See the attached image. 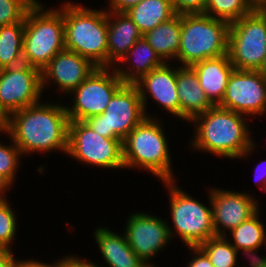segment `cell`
<instances>
[{
    "instance_id": "14",
    "label": "cell",
    "mask_w": 266,
    "mask_h": 267,
    "mask_svg": "<svg viewBox=\"0 0 266 267\" xmlns=\"http://www.w3.org/2000/svg\"><path fill=\"white\" fill-rule=\"evenodd\" d=\"M244 190L210 186L213 227L216 236H225L263 208L259 195L252 192L254 190L246 188Z\"/></svg>"
},
{
    "instance_id": "41",
    "label": "cell",
    "mask_w": 266,
    "mask_h": 267,
    "mask_svg": "<svg viewBox=\"0 0 266 267\" xmlns=\"http://www.w3.org/2000/svg\"><path fill=\"white\" fill-rule=\"evenodd\" d=\"M258 71L262 75L264 81L266 82V55Z\"/></svg>"
},
{
    "instance_id": "17",
    "label": "cell",
    "mask_w": 266,
    "mask_h": 267,
    "mask_svg": "<svg viewBox=\"0 0 266 267\" xmlns=\"http://www.w3.org/2000/svg\"><path fill=\"white\" fill-rule=\"evenodd\" d=\"M96 68L97 67L87 58L80 56L76 52L64 49L63 51L57 53L48 65L41 71L42 91L44 97L48 96L49 98L50 95L55 94L52 97L57 96L54 97L57 99L60 97L65 98ZM51 86L55 89L53 90L54 93L51 90ZM47 91L52 92L49 93ZM45 92L49 94L45 95Z\"/></svg>"
},
{
    "instance_id": "44",
    "label": "cell",
    "mask_w": 266,
    "mask_h": 267,
    "mask_svg": "<svg viewBox=\"0 0 266 267\" xmlns=\"http://www.w3.org/2000/svg\"><path fill=\"white\" fill-rule=\"evenodd\" d=\"M266 17V3L258 9Z\"/></svg>"
},
{
    "instance_id": "26",
    "label": "cell",
    "mask_w": 266,
    "mask_h": 267,
    "mask_svg": "<svg viewBox=\"0 0 266 267\" xmlns=\"http://www.w3.org/2000/svg\"><path fill=\"white\" fill-rule=\"evenodd\" d=\"M24 22L0 26V70L23 61Z\"/></svg>"
},
{
    "instance_id": "38",
    "label": "cell",
    "mask_w": 266,
    "mask_h": 267,
    "mask_svg": "<svg viewBox=\"0 0 266 267\" xmlns=\"http://www.w3.org/2000/svg\"><path fill=\"white\" fill-rule=\"evenodd\" d=\"M141 1L142 0H108L104 7L106 10L110 11L126 12Z\"/></svg>"
},
{
    "instance_id": "8",
    "label": "cell",
    "mask_w": 266,
    "mask_h": 267,
    "mask_svg": "<svg viewBox=\"0 0 266 267\" xmlns=\"http://www.w3.org/2000/svg\"><path fill=\"white\" fill-rule=\"evenodd\" d=\"M122 143L121 139L97 134L84 121H69L66 158H73L79 165L90 169L119 173L125 171Z\"/></svg>"
},
{
    "instance_id": "12",
    "label": "cell",
    "mask_w": 266,
    "mask_h": 267,
    "mask_svg": "<svg viewBox=\"0 0 266 267\" xmlns=\"http://www.w3.org/2000/svg\"><path fill=\"white\" fill-rule=\"evenodd\" d=\"M138 210L128 213L130 216L127 215L121 228L123 227L128 244L138 257L150 267H160L161 264H156L155 259L162 252L165 254L166 248L173 244L168 224L162 215L160 217L153 212Z\"/></svg>"
},
{
    "instance_id": "24",
    "label": "cell",
    "mask_w": 266,
    "mask_h": 267,
    "mask_svg": "<svg viewBox=\"0 0 266 267\" xmlns=\"http://www.w3.org/2000/svg\"><path fill=\"white\" fill-rule=\"evenodd\" d=\"M144 35L156 26L171 19L175 12L170 0H142L126 11Z\"/></svg>"
},
{
    "instance_id": "29",
    "label": "cell",
    "mask_w": 266,
    "mask_h": 267,
    "mask_svg": "<svg viewBox=\"0 0 266 267\" xmlns=\"http://www.w3.org/2000/svg\"><path fill=\"white\" fill-rule=\"evenodd\" d=\"M253 10L249 0H207L204 14L230 24Z\"/></svg>"
},
{
    "instance_id": "27",
    "label": "cell",
    "mask_w": 266,
    "mask_h": 267,
    "mask_svg": "<svg viewBox=\"0 0 266 267\" xmlns=\"http://www.w3.org/2000/svg\"><path fill=\"white\" fill-rule=\"evenodd\" d=\"M198 247L214 267H239L237 250L225 236H214Z\"/></svg>"
},
{
    "instance_id": "30",
    "label": "cell",
    "mask_w": 266,
    "mask_h": 267,
    "mask_svg": "<svg viewBox=\"0 0 266 267\" xmlns=\"http://www.w3.org/2000/svg\"><path fill=\"white\" fill-rule=\"evenodd\" d=\"M11 199H0V246L14 249L13 245L16 244V240L19 242L17 233L20 230L18 223L20 216L15 213L17 209L13 208L14 204Z\"/></svg>"
},
{
    "instance_id": "40",
    "label": "cell",
    "mask_w": 266,
    "mask_h": 267,
    "mask_svg": "<svg viewBox=\"0 0 266 267\" xmlns=\"http://www.w3.org/2000/svg\"><path fill=\"white\" fill-rule=\"evenodd\" d=\"M13 188L14 186L2 174H0V199L10 198L11 196L8 197V195L11 193Z\"/></svg>"
},
{
    "instance_id": "4",
    "label": "cell",
    "mask_w": 266,
    "mask_h": 267,
    "mask_svg": "<svg viewBox=\"0 0 266 267\" xmlns=\"http://www.w3.org/2000/svg\"><path fill=\"white\" fill-rule=\"evenodd\" d=\"M178 182L180 180L160 181L166 190L168 210H166L169 232L173 243L177 239L186 246H198L216 236L213 227L210 185L205 187L206 201L194 197ZM182 187V188H181ZM208 200V201H207ZM207 202H209L207 204ZM170 219V220H169ZM176 239V240H175Z\"/></svg>"
},
{
    "instance_id": "9",
    "label": "cell",
    "mask_w": 266,
    "mask_h": 267,
    "mask_svg": "<svg viewBox=\"0 0 266 267\" xmlns=\"http://www.w3.org/2000/svg\"><path fill=\"white\" fill-rule=\"evenodd\" d=\"M145 118L137 86L124 83L114 93L102 114L93 115L84 122L103 137L123 141Z\"/></svg>"
},
{
    "instance_id": "25",
    "label": "cell",
    "mask_w": 266,
    "mask_h": 267,
    "mask_svg": "<svg viewBox=\"0 0 266 267\" xmlns=\"http://www.w3.org/2000/svg\"><path fill=\"white\" fill-rule=\"evenodd\" d=\"M262 210L225 235L236 250L266 247V222Z\"/></svg>"
},
{
    "instance_id": "42",
    "label": "cell",
    "mask_w": 266,
    "mask_h": 267,
    "mask_svg": "<svg viewBox=\"0 0 266 267\" xmlns=\"http://www.w3.org/2000/svg\"><path fill=\"white\" fill-rule=\"evenodd\" d=\"M249 2L254 9H259L266 3V0H249Z\"/></svg>"
},
{
    "instance_id": "18",
    "label": "cell",
    "mask_w": 266,
    "mask_h": 267,
    "mask_svg": "<svg viewBox=\"0 0 266 267\" xmlns=\"http://www.w3.org/2000/svg\"><path fill=\"white\" fill-rule=\"evenodd\" d=\"M114 228L98 225L93 228L94 248H97L100 254L99 261L105 267H150L131 249L126 239L125 233Z\"/></svg>"
},
{
    "instance_id": "11",
    "label": "cell",
    "mask_w": 266,
    "mask_h": 267,
    "mask_svg": "<svg viewBox=\"0 0 266 267\" xmlns=\"http://www.w3.org/2000/svg\"><path fill=\"white\" fill-rule=\"evenodd\" d=\"M228 55L237 70H259L266 55V17L258 9L230 23Z\"/></svg>"
},
{
    "instance_id": "21",
    "label": "cell",
    "mask_w": 266,
    "mask_h": 267,
    "mask_svg": "<svg viewBox=\"0 0 266 267\" xmlns=\"http://www.w3.org/2000/svg\"><path fill=\"white\" fill-rule=\"evenodd\" d=\"M190 67L195 71L199 85L209 101L214 106L219 105L225 95L229 77L235 69L229 55L205 59Z\"/></svg>"
},
{
    "instance_id": "15",
    "label": "cell",
    "mask_w": 266,
    "mask_h": 267,
    "mask_svg": "<svg viewBox=\"0 0 266 267\" xmlns=\"http://www.w3.org/2000/svg\"><path fill=\"white\" fill-rule=\"evenodd\" d=\"M218 106L245 115L251 120L264 119L266 82L259 71L234 69Z\"/></svg>"
},
{
    "instance_id": "22",
    "label": "cell",
    "mask_w": 266,
    "mask_h": 267,
    "mask_svg": "<svg viewBox=\"0 0 266 267\" xmlns=\"http://www.w3.org/2000/svg\"><path fill=\"white\" fill-rule=\"evenodd\" d=\"M108 12V67H114L143 36L126 12Z\"/></svg>"
},
{
    "instance_id": "23",
    "label": "cell",
    "mask_w": 266,
    "mask_h": 267,
    "mask_svg": "<svg viewBox=\"0 0 266 267\" xmlns=\"http://www.w3.org/2000/svg\"><path fill=\"white\" fill-rule=\"evenodd\" d=\"M143 36L166 63H175L180 47L181 15L175 14Z\"/></svg>"
},
{
    "instance_id": "13",
    "label": "cell",
    "mask_w": 266,
    "mask_h": 267,
    "mask_svg": "<svg viewBox=\"0 0 266 267\" xmlns=\"http://www.w3.org/2000/svg\"><path fill=\"white\" fill-rule=\"evenodd\" d=\"M176 81L177 64L173 62L165 63L153 69L135 83L139 90L147 118H162L160 113L164 111L162 115L165 113L164 115L168 114V117H171L172 120L175 118L173 121H177L175 125H178L180 120V103ZM152 105L154 109L155 106L156 109H161L157 110L161 112L156 113V111H153L152 113V110H149L152 108L150 107Z\"/></svg>"
},
{
    "instance_id": "1",
    "label": "cell",
    "mask_w": 266,
    "mask_h": 267,
    "mask_svg": "<svg viewBox=\"0 0 266 267\" xmlns=\"http://www.w3.org/2000/svg\"><path fill=\"white\" fill-rule=\"evenodd\" d=\"M253 122L245 115L213 106L190 122L192 136L185 146L188 145V152L191 150L193 154L194 151L198 154L202 152L200 155H211L228 162L238 159L243 163L245 160L246 163L256 152L258 154L261 147L253 136Z\"/></svg>"
},
{
    "instance_id": "36",
    "label": "cell",
    "mask_w": 266,
    "mask_h": 267,
    "mask_svg": "<svg viewBox=\"0 0 266 267\" xmlns=\"http://www.w3.org/2000/svg\"><path fill=\"white\" fill-rule=\"evenodd\" d=\"M64 256H62L64 267H105L99 261H94L89 259L88 257L85 258L78 254H71L64 253Z\"/></svg>"
},
{
    "instance_id": "37",
    "label": "cell",
    "mask_w": 266,
    "mask_h": 267,
    "mask_svg": "<svg viewBox=\"0 0 266 267\" xmlns=\"http://www.w3.org/2000/svg\"><path fill=\"white\" fill-rule=\"evenodd\" d=\"M259 163H253L256 166L254 167L253 172V180L254 186L256 189H260L258 191L266 193V159L258 160Z\"/></svg>"
},
{
    "instance_id": "34",
    "label": "cell",
    "mask_w": 266,
    "mask_h": 267,
    "mask_svg": "<svg viewBox=\"0 0 266 267\" xmlns=\"http://www.w3.org/2000/svg\"><path fill=\"white\" fill-rule=\"evenodd\" d=\"M186 252L189 253L186 256V264L184 266L186 267H214L208 256L198 247V246H186ZM190 258V259H188Z\"/></svg>"
},
{
    "instance_id": "3",
    "label": "cell",
    "mask_w": 266,
    "mask_h": 267,
    "mask_svg": "<svg viewBox=\"0 0 266 267\" xmlns=\"http://www.w3.org/2000/svg\"><path fill=\"white\" fill-rule=\"evenodd\" d=\"M163 121L166 119L146 117L126 136L122 143L125 170L147 172L159 182L179 180L173 165V144Z\"/></svg>"
},
{
    "instance_id": "10",
    "label": "cell",
    "mask_w": 266,
    "mask_h": 267,
    "mask_svg": "<svg viewBox=\"0 0 266 267\" xmlns=\"http://www.w3.org/2000/svg\"><path fill=\"white\" fill-rule=\"evenodd\" d=\"M123 84L114 67H97L63 98L69 121H84L93 115L102 114Z\"/></svg>"
},
{
    "instance_id": "31",
    "label": "cell",
    "mask_w": 266,
    "mask_h": 267,
    "mask_svg": "<svg viewBox=\"0 0 266 267\" xmlns=\"http://www.w3.org/2000/svg\"><path fill=\"white\" fill-rule=\"evenodd\" d=\"M37 0H0V26L25 22L27 11Z\"/></svg>"
},
{
    "instance_id": "20",
    "label": "cell",
    "mask_w": 266,
    "mask_h": 267,
    "mask_svg": "<svg viewBox=\"0 0 266 267\" xmlns=\"http://www.w3.org/2000/svg\"><path fill=\"white\" fill-rule=\"evenodd\" d=\"M165 63L142 36L114 66V69L125 84H135L150 71Z\"/></svg>"
},
{
    "instance_id": "19",
    "label": "cell",
    "mask_w": 266,
    "mask_h": 267,
    "mask_svg": "<svg viewBox=\"0 0 266 267\" xmlns=\"http://www.w3.org/2000/svg\"><path fill=\"white\" fill-rule=\"evenodd\" d=\"M176 84L181 123L188 125L196 116L205 113L214 106L200 87L198 77L190 66L177 65Z\"/></svg>"
},
{
    "instance_id": "43",
    "label": "cell",
    "mask_w": 266,
    "mask_h": 267,
    "mask_svg": "<svg viewBox=\"0 0 266 267\" xmlns=\"http://www.w3.org/2000/svg\"><path fill=\"white\" fill-rule=\"evenodd\" d=\"M8 116L0 109V126L5 127Z\"/></svg>"
},
{
    "instance_id": "33",
    "label": "cell",
    "mask_w": 266,
    "mask_h": 267,
    "mask_svg": "<svg viewBox=\"0 0 266 267\" xmlns=\"http://www.w3.org/2000/svg\"><path fill=\"white\" fill-rule=\"evenodd\" d=\"M175 14H204L207 0H170Z\"/></svg>"
},
{
    "instance_id": "6",
    "label": "cell",
    "mask_w": 266,
    "mask_h": 267,
    "mask_svg": "<svg viewBox=\"0 0 266 267\" xmlns=\"http://www.w3.org/2000/svg\"><path fill=\"white\" fill-rule=\"evenodd\" d=\"M53 6L37 0L25 16L23 61L40 71L65 49L63 0Z\"/></svg>"
},
{
    "instance_id": "32",
    "label": "cell",
    "mask_w": 266,
    "mask_h": 267,
    "mask_svg": "<svg viewBox=\"0 0 266 267\" xmlns=\"http://www.w3.org/2000/svg\"><path fill=\"white\" fill-rule=\"evenodd\" d=\"M264 253H266V247L237 250L239 267H266V254ZM241 259L243 261L245 259L244 262L247 260L248 263H244L242 266Z\"/></svg>"
},
{
    "instance_id": "16",
    "label": "cell",
    "mask_w": 266,
    "mask_h": 267,
    "mask_svg": "<svg viewBox=\"0 0 266 267\" xmlns=\"http://www.w3.org/2000/svg\"><path fill=\"white\" fill-rule=\"evenodd\" d=\"M41 71L26 63L0 70V109L11 113L43 99Z\"/></svg>"
},
{
    "instance_id": "7",
    "label": "cell",
    "mask_w": 266,
    "mask_h": 267,
    "mask_svg": "<svg viewBox=\"0 0 266 267\" xmlns=\"http://www.w3.org/2000/svg\"><path fill=\"white\" fill-rule=\"evenodd\" d=\"M230 24L205 14H182L180 47L175 63L193 64L228 54Z\"/></svg>"
},
{
    "instance_id": "2",
    "label": "cell",
    "mask_w": 266,
    "mask_h": 267,
    "mask_svg": "<svg viewBox=\"0 0 266 267\" xmlns=\"http://www.w3.org/2000/svg\"><path fill=\"white\" fill-rule=\"evenodd\" d=\"M68 123L63 99L44 97L36 104L11 113L3 130L24 158L36 154H46L47 157L57 152L65 156L68 150Z\"/></svg>"
},
{
    "instance_id": "5",
    "label": "cell",
    "mask_w": 266,
    "mask_h": 267,
    "mask_svg": "<svg viewBox=\"0 0 266 267\" xmlns=\"http://www.w3.org/2000/svg\"><path fill=\"white\" fill-rule=\"evenodd\" d=\"M84 4L63 0L65 49L96 67H108V12L104 5L93 8Z\"/></svg>"
},
{
    "instance_id": "28",
    "label": "cell",
    "mask_w": 266,
    "mask_h": 267,
    "mask_svg": "<svg viewBox=\"0 0 266 267\" xmlns=\"http://www.w3.org/2000/svg\"><path fill=\"white\" fill-rule=\"evenodd\" d=\"M3 136V137H2ZM4 138V139H3ZM5 139L7 140L5 142ZM9 140V141H8ZM4 141V142H3ZM7 143V144H6ZM25 160L12 138L4 131H0V174L14 187L19 180L20 167Z\"/></svg>"
},
{
    "instance_id": "35",
    "label": "cell",
    "mask_w": 266,
    "mask_h": 267,
    "mask_svg": "<svg viewBox=\"0 0 266 267\" xmlns=\"http://www.w3.org/2000/svg\"><path fill=\"white\" fill-rule=\"evenodd\" d=\"M21 258L22 257L17 256L13 267H64L62 256H60L58 259L57 257L56 259L52 258L51 260H54L51 262L48 261V259L46 261L41 259L40 261L39 257H33L31 259H29V257L27 259L24 257L22 259Z\"/></svg>"
},
{
    "instance_id": "39",
    "label": "cell",
    "mask_w": 266,
    "mask_h": 267,
    "mask_svg": "<svg viewBox=\"0 0 266 267\" xmlns=\"http://www.w3.org/2000/svg\"><path fill=\"white\" fill-rule=\"evenodd\" d=\"M15 249L0 246V267H13L17 258Z\"/></svg>"
}]
</instances>
